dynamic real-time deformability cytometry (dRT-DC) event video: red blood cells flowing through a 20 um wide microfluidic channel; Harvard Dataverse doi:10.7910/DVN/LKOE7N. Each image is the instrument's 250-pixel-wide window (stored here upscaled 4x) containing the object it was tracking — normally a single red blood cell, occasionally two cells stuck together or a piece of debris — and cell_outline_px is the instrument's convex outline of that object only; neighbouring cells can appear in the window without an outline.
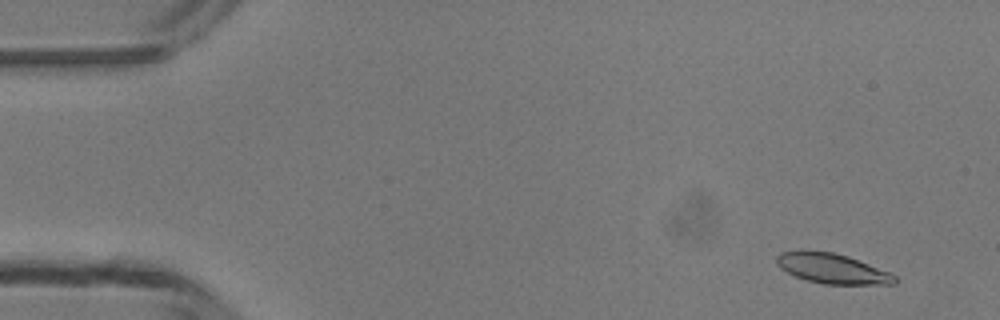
{"species": "common noctule bat (a hibernating species)", "species_latin": "Nyctalus noctula", "temperature_condition": "room temperature", "stored_images_in_passage": 49, "camera_frame_rate_fps": 3000, "um_per_image_px": 0.085, "animal": {"sex": "male", "body_mass_g": 13.3}, "frame": {"image": 1, "passage_image": 4, "time_ms": 1.0, "image_size_px": [1000, 320], "cell_outline_px": [[900, 280], [896, 284], [824, 284], [808, 280], [796, 276], [780, 268], [776, 264], [776, 256], [780, 252], [804, 248], [832, 252], [848, 256], [888, 272], [896, 276]], "centroid_in_image_um": [70.69, 22.79], "position_along_channel_um": 14.3, "area_um2": 20.92}}
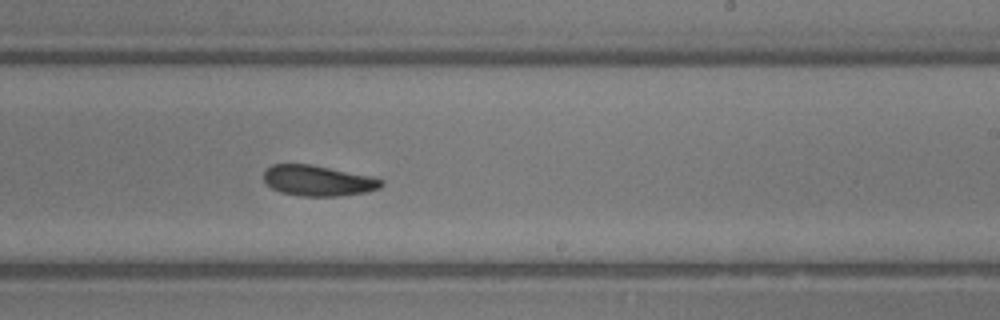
{"frame": {"image": 2, "passage_image": 30, "time_ms": 9.667, "image_size_px": [1000, 320], "cell_outline_px": [[384, 184], [380, 188], [368, 192], [340, 196], [300, 196], [280, 192], [272, 188], [264, 180], [264, 172], [272, 164], [312, 164], [372, 176], [384, 180]], "centroid_in_image_um": [27.07, 15.36], "position_along_channel_um": 261.9, "area_um2": 21.15}}
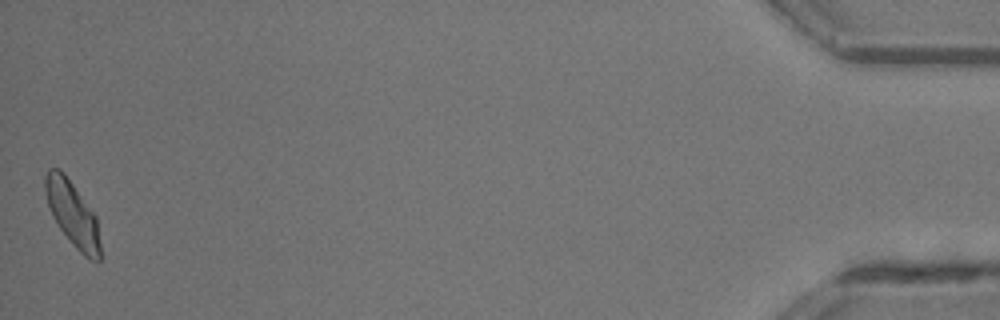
{"frame": {"image": 3, "passage_image": 49, "time_ms": 16.0, "image_size_px": [1000, 320], "cell_outline_px": [[100, 260], [92, 260], [84, 256], [72, 244], [60, 228], [52, 216], [48, 204], [44, 188], [44, 176], [48, 168], [60, 168], [64, 172], [96, 216], [100, 244]], "centroid_in_image_um": [6.14, 18.14], "position_along_channel_um": 429.1, "area_um2": 20.69}, "authors_computed_cell_mechanics": {"area_um2": 21.3282, "velocity_mm_per_s": 4.2192, "shape_relaxation_time_tau1_ms": 5.1538, "shape_relaxation_time_tau2_ms": null, "deformation_change_tau1": 0.1484, "deformation_change_tau2": null}}